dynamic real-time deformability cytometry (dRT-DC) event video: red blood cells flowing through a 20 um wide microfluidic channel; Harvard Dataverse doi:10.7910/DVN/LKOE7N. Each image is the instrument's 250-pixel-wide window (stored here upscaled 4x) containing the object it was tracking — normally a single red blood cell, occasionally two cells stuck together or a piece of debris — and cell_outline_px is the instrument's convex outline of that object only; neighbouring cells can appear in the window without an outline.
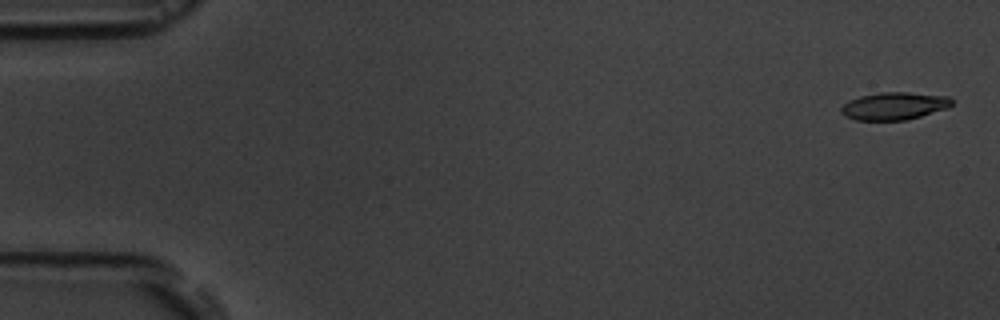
{"species": "common noctule bat (a hibernating species)", "species_latin": "Nyctalus noctula", "temperature_condition": "room temperature", "stored_images_in_passage": 6, "camera_frame_rate_fps": 3000, "um_per_image_px": 0.085, "animal": {"sex": "male", "body_mass_g": 19.5, "forearm_length_mm": 54.6}, "frame": {"image": 1, "passage_image": 1, "time_ms": 0.0, "image_size_px": [1000, 320], "cell_outline_px": [[952, 104], [948, 108], [920, 116], [904, 120], [856, 120], [844, 116], [840, 112], [840, 108], [848, 100], [860, 96], [880, 92], [908, 92], [948, 96], [952, 100]], "centroid_in_image_um": [75.98, 9.0], "position_along_channel_um": 9.0, "area_um2": 17.8}}
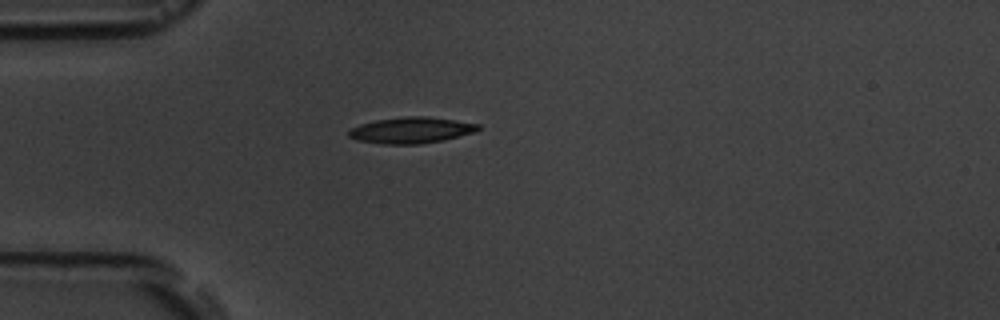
{"frame": {"image": 2, "passage_image": 5, "time_ms": 4.667, "image_size_px": [1000, 320], "cell_outline_px": [[480, 128], [476, 132], [444, 140], [420, 144], [384, 144], [356, 140], [348, 136], [348, 132], [352, 128], [360, 124], [376, 120], [404, 116], [428, 116], [456, 120], [480, 124]], "centroid_in_image_um": [34.98, 11.06], "position_along_channel_um": 50.0, "area_um2": 19.83}}